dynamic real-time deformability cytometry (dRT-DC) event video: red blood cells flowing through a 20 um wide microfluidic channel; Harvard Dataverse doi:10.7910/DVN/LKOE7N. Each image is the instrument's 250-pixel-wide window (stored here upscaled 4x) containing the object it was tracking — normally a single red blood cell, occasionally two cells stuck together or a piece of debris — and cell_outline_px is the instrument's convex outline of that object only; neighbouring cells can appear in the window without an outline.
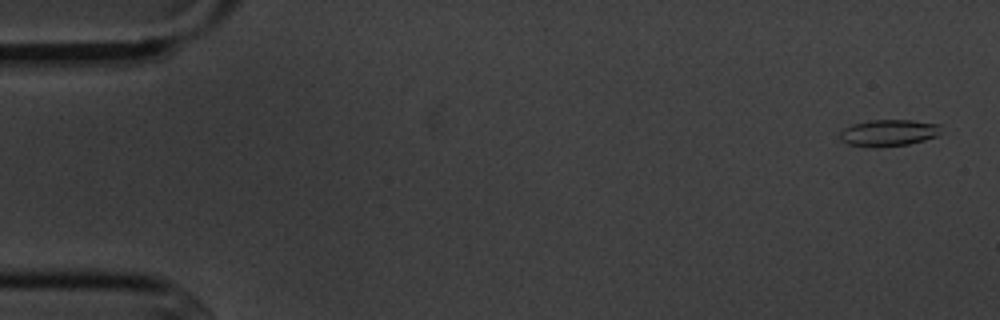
{"species": "common noctule bat (a hibernating species)", "species_latin": "Nyctalus noctula", "temperature_condition": "cold", "stored_images_in_passage": 5, "camera_frame_rate_fps": 3000, "um_per_image_px": 0.085, "animal": {"sex": "male", "body_mass_g": 20.1, "forearm_length_mm": 53.5}, "frame": {"image": 1, "passage_image": 1, "time_ms": 0.0, "image_size_px": [1000, 320], "cell_outline_px": [[940, 136], [908, 144], [880, 148], [864, 148], [848, 144], [840, 140], [840, 132], [844, 128], [852, 124], [868, 120], [912, 120], [940, 124]], "centroid_in_image_um": [75.51, 11.31], "position_along_channel_um": 9.5, "area_um2": 16.13}}
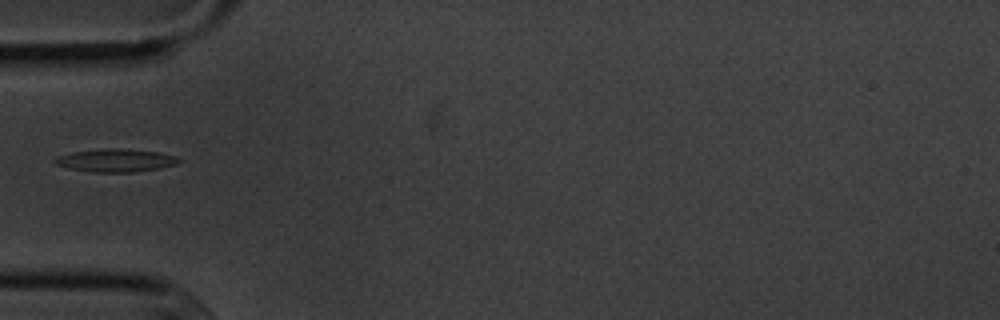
{"frame": {"image": 2, "passage_image": 5, "time_ms": 5.333, "image_size_px": [1000, 320], "cell_outline_px": [[180, 160], [176, 164], [160, 168], [136, 172], [92, 172], [68, 168], [56, 164], [52, 160], [56, 156], [72, 152], [100, 148], [124, 148], [156, 152], [176, 156]], "centroid_in_image_um": [9.79, 13.63], "position_along_channel_um": 75.2, "area_um2": 16.7}}